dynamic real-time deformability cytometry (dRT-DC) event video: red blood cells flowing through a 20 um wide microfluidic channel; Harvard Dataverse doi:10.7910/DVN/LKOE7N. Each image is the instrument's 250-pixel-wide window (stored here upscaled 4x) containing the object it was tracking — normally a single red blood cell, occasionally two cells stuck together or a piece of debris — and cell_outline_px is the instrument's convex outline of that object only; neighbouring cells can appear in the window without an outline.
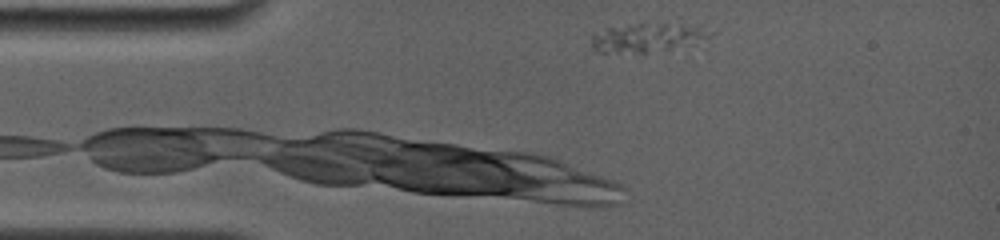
{"species": "common noctule bat (a hibernating species)", "species_latin": "Nyctalus noctula", "temperature_condition": "room temperature", "stored_images_in_passage": 37, "camera_frame_rate_fps": 4000, "um_per_image_px": 0.085, "animal": {"sex": "female", "body_mass_g": 19.0, "forearm_length_mm": 56.7}, "frame": {"image": 1, "passage_image": 3, "time_ms": 0.5, "image_size_px": [1000, 240], "cell_outline_px": [[720, 28], [712, 36], [644, 56], [596, 52], [592, 48], [592, 32], [608, 28], [648, 20]], "centroid_in_image_um": [55.04, 3.18], "position_along_channel_um": 30.0, "area_um2": 21.73}}
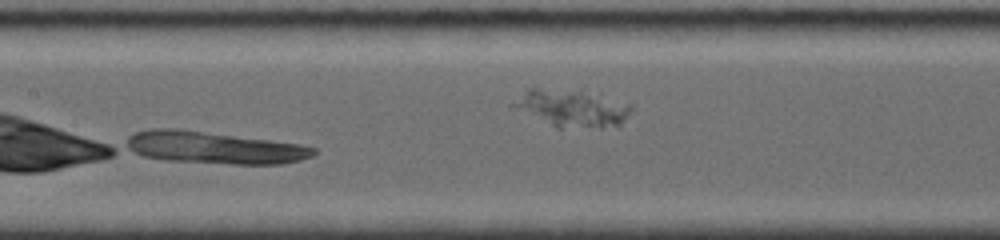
{"frame": {"image": 2, "passage_image": 21, "time_ms": 5.0, "image_size_px": [1000, 240], "cell_outline_px": [[632, 108], [620, 124], [600, 128], [556, 128], [512, 108], [508, 104], [528, 88], [584, 88], [600, 92], [632, 104]], "centroid_in_image_um": [48.6, 9.14], "position_along_channel_um": 158.8, "area_um2": 26.99}}
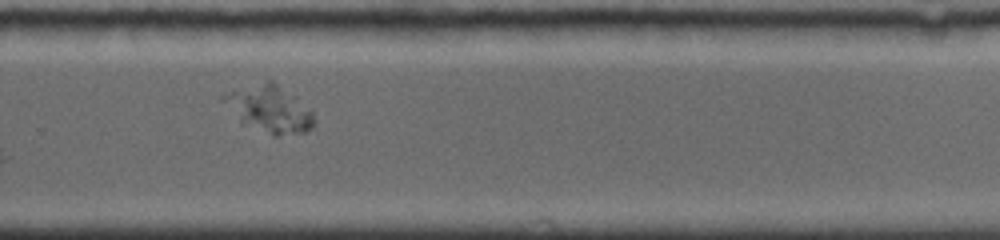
{"frame": {"image": 3, "passage_image": 33, "time_ms": 9.0, "image_size_px": [1000, 240], "cell_outline_px": [[316, 124], [312, 128], [304, 132], [276, 136], [272, 136], [240, 124], [220, 100], [220, 96], [268, 80], [272, 80], [296, 96], [312, 112], [316, 120]], "centroid_in_image_um": [22.9, 9.3], "position_along_channel_um": 306.9, "area_um2": 24.97}}